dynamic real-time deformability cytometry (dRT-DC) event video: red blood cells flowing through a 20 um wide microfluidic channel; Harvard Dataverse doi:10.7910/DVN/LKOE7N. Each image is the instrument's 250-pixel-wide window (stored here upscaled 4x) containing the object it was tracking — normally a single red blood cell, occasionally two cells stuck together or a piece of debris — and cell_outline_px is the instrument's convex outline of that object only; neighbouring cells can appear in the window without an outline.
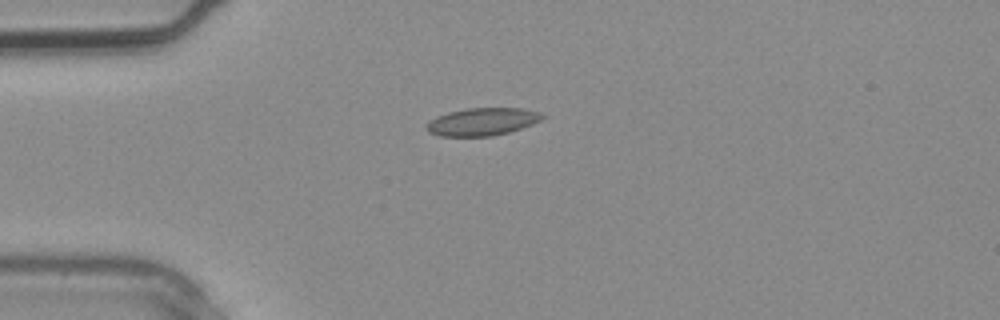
{"species": "common noctule bat (a hibernating species)", "species_latin": "Nyctalus noctula", "temperature_condition": "warm", "stored_images_in_passage": 3, "camera_frame_rate_fps": 3000, "um_per_image_px": 0.085, "animal": {"sex": "male", "body_mass_g": 20.4}, "frame": {"image": 1, "passage_image": 3, "time_ms": 0.667, "image_size_px": [1000, 320], "cell_outline_px": [[548, 116], [532, 124], [508, 132], [492, 136], [440, 136], [428, 132], [424, 128], [428, 120], [436, 116], [448, 112], [468, 108], [524, 108], [540, 112]], "centroid_in_image_um": [40.97, 10.34], "position_along_channel_um": 44.0, "area_um2": 18.84}}